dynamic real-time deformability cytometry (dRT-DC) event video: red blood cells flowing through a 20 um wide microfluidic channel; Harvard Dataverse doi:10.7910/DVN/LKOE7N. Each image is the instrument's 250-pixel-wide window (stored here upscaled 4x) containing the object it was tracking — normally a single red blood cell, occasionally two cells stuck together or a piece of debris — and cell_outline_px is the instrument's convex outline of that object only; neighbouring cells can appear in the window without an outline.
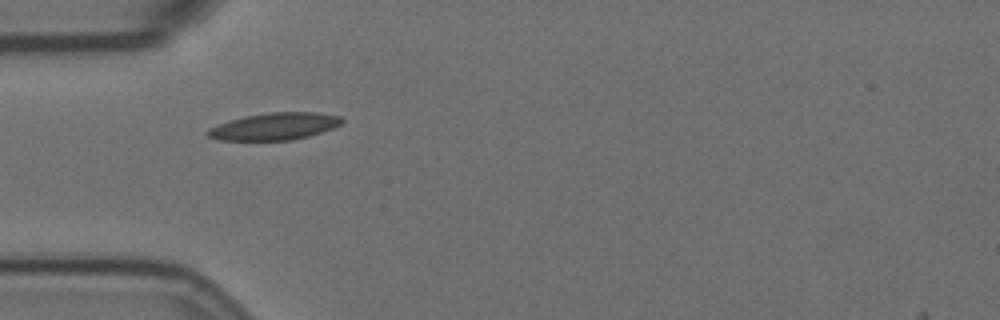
{"species": "Egyptian fruit bat (a non-hibernating species)", "species_latin": "Rousettus aegyptiacus", "temperature_condition": "room temperature", "stored_images_in_passage": 41, "camera_frame_rate_fps": 3000, "um_per_image_px": 0.085, "animal": {"sex": "female"}, "frame": {"image": 1, "passage_image": 1, "time_ms": 0.0, "image_size_px": [1000, 320], "cell_outline_px": [[344, 120], [340, 124], [332, 128], [308, 136], [292, 140], [220, 140], [208, 136], [204, 132], [208, 128], [244, 116], [272, 112], [316, 112], [340, 116]], "centroid_in_image_um": [23.33, 10.74], "position_along_channel_um": 61.7, "area_um2": 20.98}}
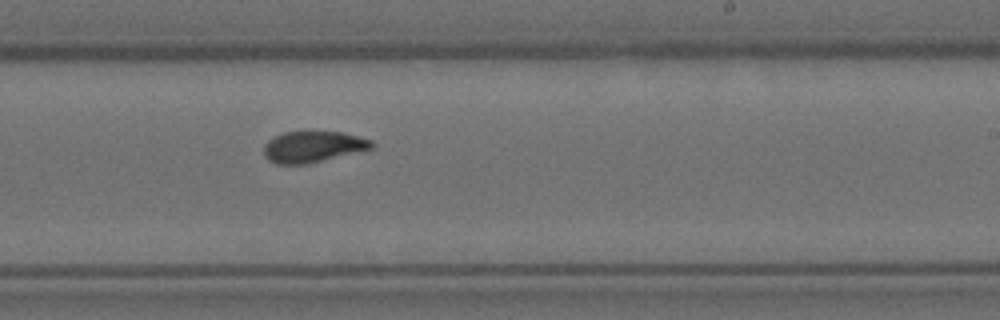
{"frame": {"image": 2, "passage_image": 18, "time_ms": 5.667, "image_size_px": [1000, 320], "cell_outline_px": [[376, 144], [372, 148], [304, 164], [276, 164], [268, 160], [264, 156], [264, 144], [268, 140], [284, 132], [344, 132], [372, 140]], "centroid_in_image_um": [26.58, 12.46], "position_along_channel_um": 262.4, "area_um2": 19.31}}
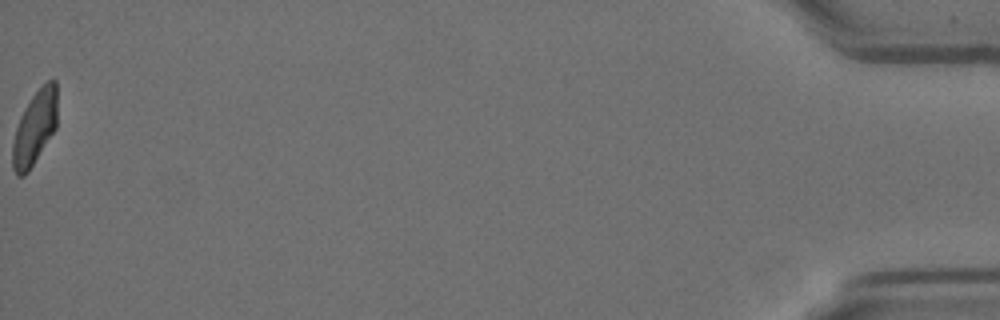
{"frame": {"image": 3, "passage_image": 41, "time_ms": 13.333, "image_size_px": [1000, 320], "cell_outline_px": [[56, 128], [28, 172], [24, 176], [16, 176], [12, 168], [12, 144], [16, 128], [20, 116], [24, 108], [32, 96], [48, 80], [56, 80]], "centroid_in_image_um": [2.93, 10.9], "position_along_channel_um": 432.3, "area_um2": 19.13}, "authors_computed_cell_mechanics": {"area_um2": 19.941, "velocity_mm_per_s": 3.5551, "shape_relaxation_time_tau1_ms": 6.1176, "shape_relaxation_time_tau2_ms": 1.2291, "deformation_change_tau1": 0.2005, "deformation_change_tau2": 0.0626}}